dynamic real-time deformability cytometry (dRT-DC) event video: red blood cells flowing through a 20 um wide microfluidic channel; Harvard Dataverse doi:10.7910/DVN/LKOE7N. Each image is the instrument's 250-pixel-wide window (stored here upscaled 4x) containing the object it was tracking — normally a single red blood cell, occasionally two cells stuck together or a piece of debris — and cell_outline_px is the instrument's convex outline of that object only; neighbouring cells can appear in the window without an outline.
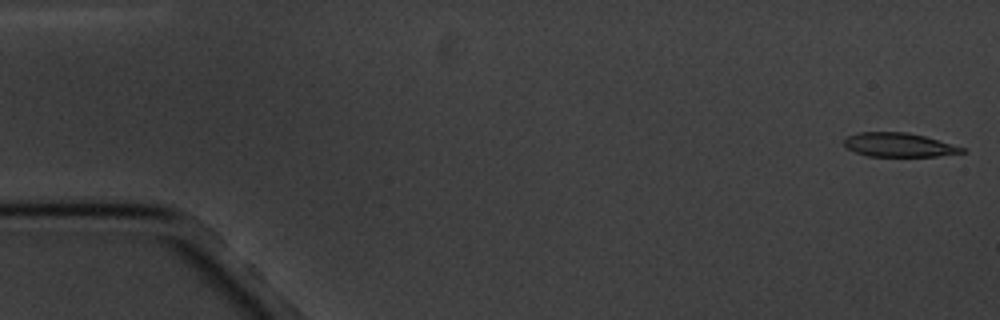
{"species": "common noctule bat (a hibernating species)", "species_latin": "Nyctalus noctula", "temperature_condition": "cold", "stored_images_in_passage": 7, "camera_frame_rate_fps": 3000, "um_per_image_px": 0.085, "animal": {"sex": "male", "body_mass_g": 20.1, "forearm_length_mm": 53.5}, "frame": {"image": 1, "passage_image": 1, "time_ms": 0.0, "image_size_px": [1000, 320], "cell_outline_px": [[964, 152], [936, 156], [868, 156], [856, 152], [848, 148], [844, 144], [844, 140], [848, 136], [860, 132], [908, 132], [924, 136], [964, 148]], "centroid_in_image_um": [76.37, 12.31], "position_along_channel_um": 8.6, "area_um2": 16.13}}
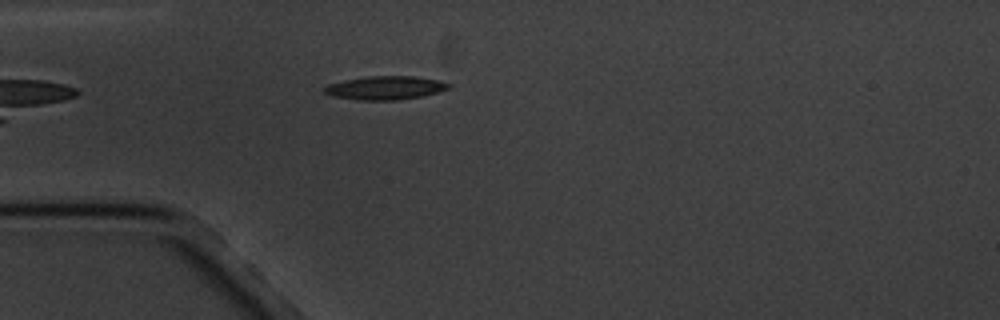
{"frame": {"image": 2, "passage_image": 7, "time_ms": 39.333, "image_size_px": [1000, 320], "cell_outline_px": [[448, 88], [436, 92], [420, 96], [396, 100], [356, 100], [332, 96], [324, 92], [324, 88], [328, 84], [344, 80], [364, 76], [416, 76], [436, 80], [448, 84]], "centroid_in_image_um": [32.66, 7.46], "position_along_channel_um": 52.3, "area_um2": 16.82}}